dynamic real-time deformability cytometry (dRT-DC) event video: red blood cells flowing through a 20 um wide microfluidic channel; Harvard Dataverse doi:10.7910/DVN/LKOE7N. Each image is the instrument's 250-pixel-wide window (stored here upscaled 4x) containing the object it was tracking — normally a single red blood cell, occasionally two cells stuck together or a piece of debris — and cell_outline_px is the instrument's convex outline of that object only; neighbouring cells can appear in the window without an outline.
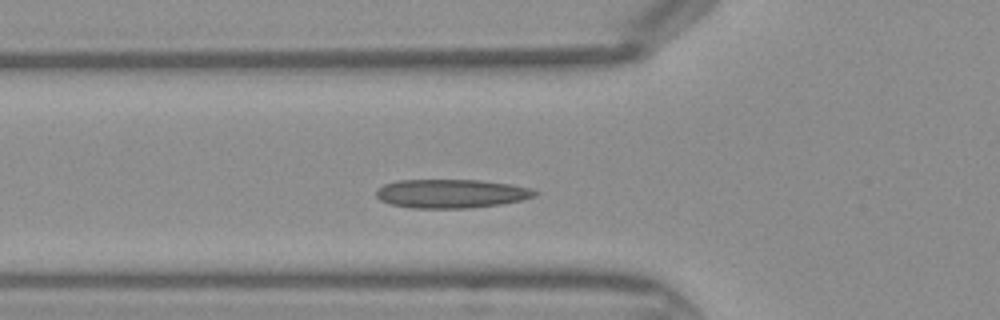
{"species": "Egyptian fruit bat (a non-hibernating species)", "species_latin": "Rousettus aegyptiacus", "temperature_condition": "warm", "stored_images_in_passage": 32, "segment_of_instrument_passage": [1, 2], "camera_frame_rate_fps": 3000, "um_per_image_px": 0.085, "frame": {"image": 1, "passage_image": 2, "time_ms": 0.333, "image_size_px": [1000, 320], "cell_outline_px": [[540, 192], [536, 196], [520, 200], [500, 204], [472, 208], [412, 208], [392, 204], [380, 200], [376, 196], [376, 188], [384, 184], [396, 180], [480, 180], [512, 184], [528, 188]], "centroid_in_image_um": [38.34, 16.45], "position_along_channel_um": 87.5, "area_um2": 26.7}}
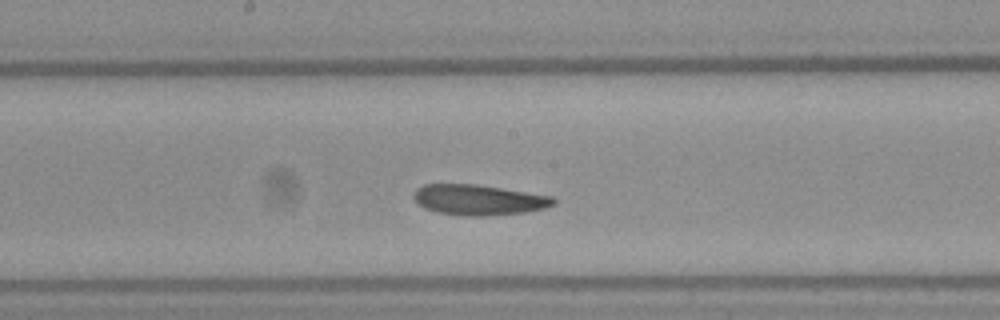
{"frame": {"image": 2, "passage_image": 10, "time_ms": 3.0, "image_size_px": [1000, 320], "cell_outline_px": [[556, 204], [544, 208], [524, 212], [484, 216], [464, 216], [436, 212], [424, 208], [416, 200], [416, 188], [424, 184], [476, 184], [552, 196], [556, 200]], "centroid_in_image_um": [40.71, 16.99], "position_along_channel_um": 207.5, "area_um2": 24.62}}
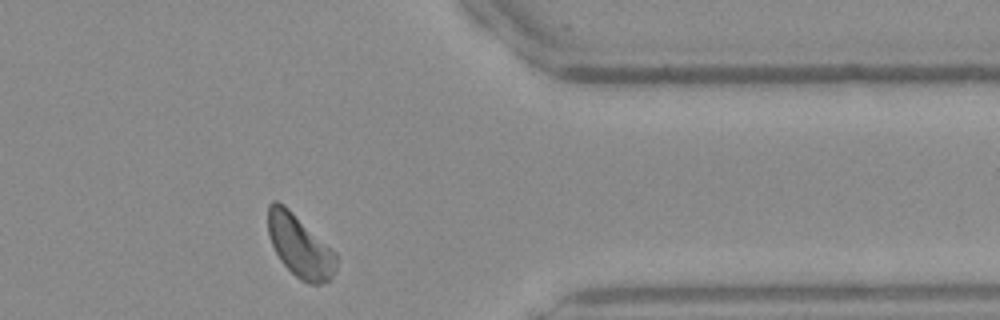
{"frame": {"image": 3, "passage_image": 23, "time_ms": 7.333, "image_size_px": [1000, 320], "cell_outline_px": [[336, 268], [332, 276], [328, 280], [320, 284], [308, 284], [300, 280], [280, 260], [268, 236], [268, 204], [272, 200], [276, 200], [284, 204], [332, 248], [336, 252]], "centroid_in_image_um": [25.47, 20.9], "position_along_channel_um": 385.9, "area_um2": 24.74}}